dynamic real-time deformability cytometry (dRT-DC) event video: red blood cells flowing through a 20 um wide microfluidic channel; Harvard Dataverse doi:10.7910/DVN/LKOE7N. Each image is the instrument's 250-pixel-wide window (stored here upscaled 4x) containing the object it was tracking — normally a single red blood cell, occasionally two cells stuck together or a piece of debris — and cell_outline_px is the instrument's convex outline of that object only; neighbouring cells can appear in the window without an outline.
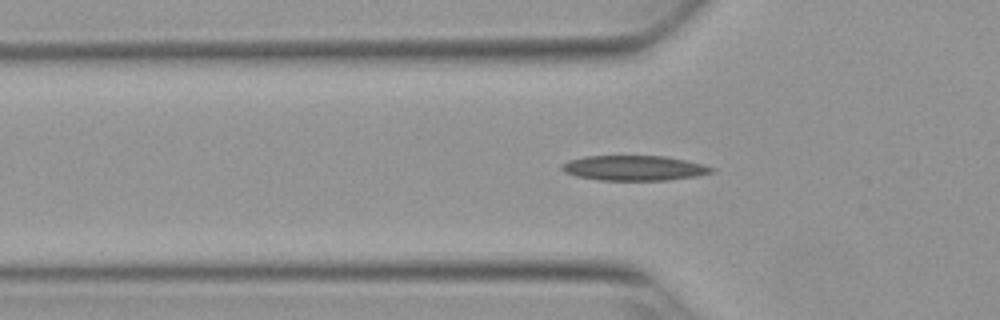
{"species": "Egyptian fruit bat (a non-hibernating species)", "species_latin": "Rousettus aegyptiacus", "temperature_condition": "warm", "stored_images_in_passage": 44, "camera_frame_rate_fps": 3000, "um_per_image_px": 0.085, "animal": {"sex": "female"}, "frame": {"image": 1, "passage_image": 7, "time_ms": 2.0, "image_size_px": [1000, 320], "cell_outline_px": [[716, 168], [712, 172], [696, 176], [668, 180], [600, 180], [576, 176], [564, 172], [560, 168], [560, 164], [568, 160], [584, 156], [664, 156], [704, 164]], "centroid_in_image_um": [53.86, 14.28], "position_along_channel_um": 71.9, "area_um2": 21.91}}
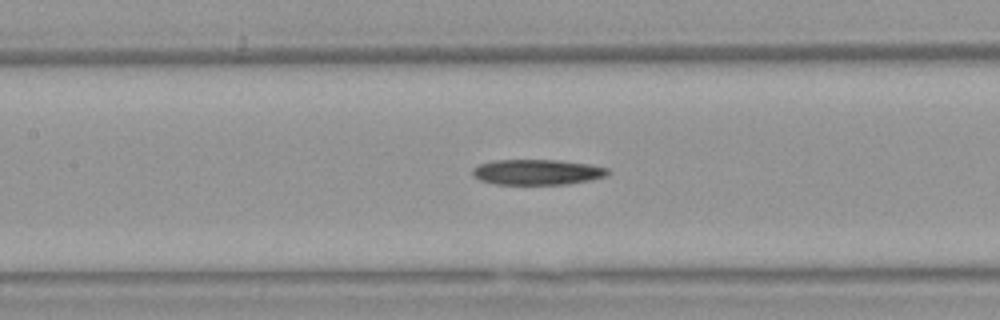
{"frame": {"image": 2, "passage_image": 14, "time_ms": 4.333, "image_size_px": [1000, 320], "cell_outline_px": [[612, 172], [608, 176], [592, 180], [568, 184], [496, 184], [480, 180], [472, 176], [472, 168], [480, 164], [492, 160], [560, 160], [592, 164], [608, 168]], "centroid_in_image_um": [45.72, 14.62], "position_along_channel_um": 161.7, "area_um2": 20.4}}
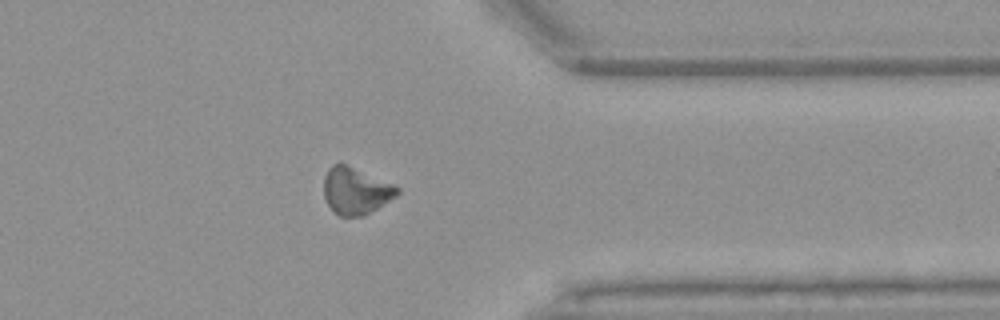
{"frame": {"image": 3, "passage_image": 32, "time_ms": 10.333, "image_size_px": [1000, 320], "cell_outline_px": [[400, 192], [396, 196], [364, 216], [340, 216], [328, 204], [324, 196], [324, 176], [328, 168], [332, 164], [344, 164], [392, 184], [400, 188]], "centroid_in_image_um": [30.22, 16.23], "position_along_channel_um": 381.2, "area_um2": 19.59}, "authors_computed_cell_mechanics": {"area_um2": 20.808, "velocity_mm_per_s": 3.8184, "shape_relaxation_time_tau1_ms": 11.3577, "shape_relaxation_time_tau2_ms": null, "deformation_change_tau1": 0.1599, "deformation_change_tau2": null}}